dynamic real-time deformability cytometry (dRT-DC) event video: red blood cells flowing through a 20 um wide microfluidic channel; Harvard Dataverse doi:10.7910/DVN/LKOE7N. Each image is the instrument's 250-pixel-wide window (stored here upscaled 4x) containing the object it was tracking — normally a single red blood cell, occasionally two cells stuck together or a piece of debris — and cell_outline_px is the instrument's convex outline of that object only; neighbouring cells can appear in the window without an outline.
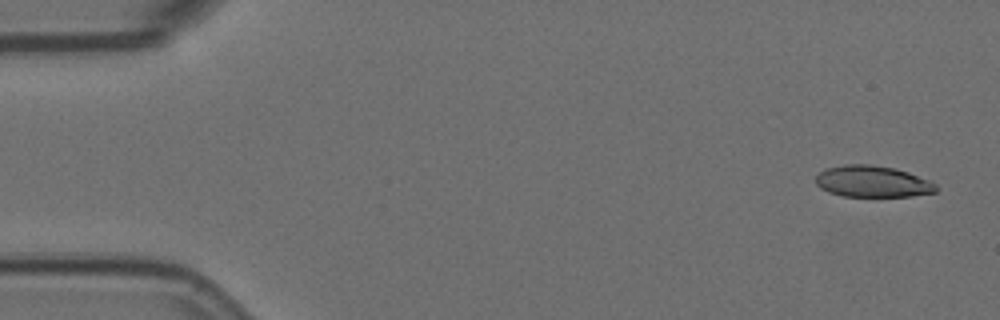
{"species": "Egyptian fruit bat (a non-hibernating species)", "species_latin": "Rousettus aegyptiacus", "temperature_condition": "room temperature", "stored_images_in_passage": 5, "segment_of_instrument_passage": [1, 2], "camera_frame_rate_fps": 3000, "um_per_image_px": 0.085, "animal": {"sex": "female"}, "frame": {"image": 1, "passage_image": 1, "time_ms": 0.0, "image_size_px": [1000, 320], "cell_outline_px": [[940, 188], [936, 192], [912, 196], [844, 196], [828, 192], [820, 188], [816, 184], [816, 176], [824, 168], [844, 164], [872, 164], [892, 168], [908, 172], [928, 180], [936, 184]], "centroid_in_image_um": [74.15, 15.42], "position_along_channel_um": 10.8, "area_um2": 22.14}}
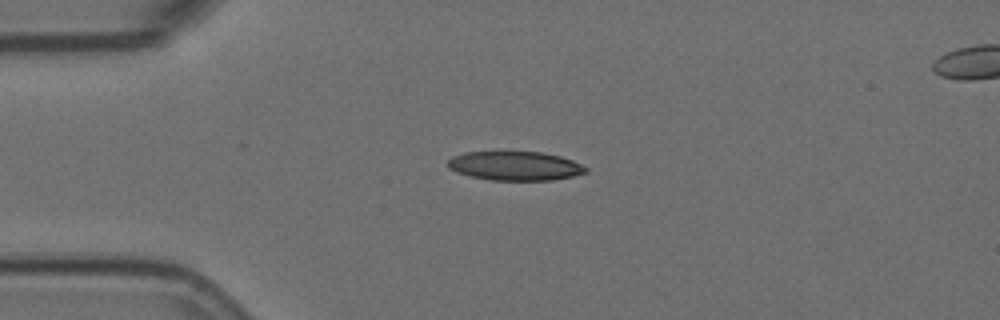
{"frame": {"image": 2, "passage_image": 4, "time_ms": 1.0, "image_size_px": [1000, 320], "cell_outline_px": [[588, 172], [572, 176], [552, 180], [492, 180], [472, 176], [456, 172], [448, 168], [444, 164], [452, 156], [464, 152], [544, 152], [560, 156], [572, 160], [588, 168]], "centroid_in_image_um": [43.75, 14.09], "position_along_channel_um": 41.2, "area_um2": 23.41}}